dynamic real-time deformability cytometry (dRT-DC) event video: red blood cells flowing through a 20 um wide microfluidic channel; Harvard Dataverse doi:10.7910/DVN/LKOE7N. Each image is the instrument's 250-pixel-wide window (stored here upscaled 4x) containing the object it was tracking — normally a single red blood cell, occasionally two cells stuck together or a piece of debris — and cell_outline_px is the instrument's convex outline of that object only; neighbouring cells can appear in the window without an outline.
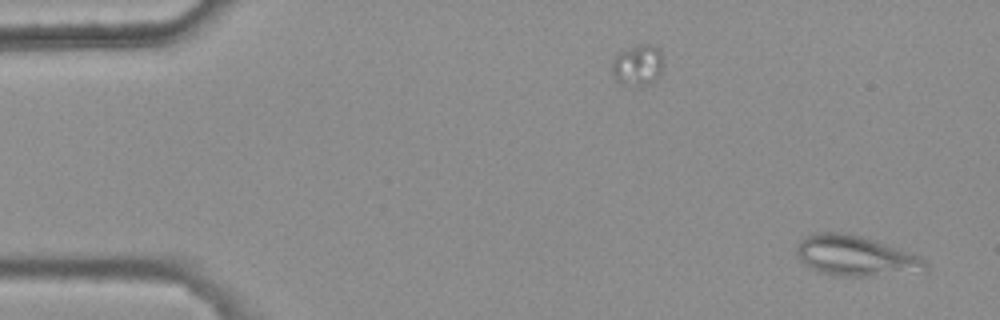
{"species": "common noctule bat (a hibernating species)", "species_latin": "Nyctalus noctula", "temperature_condition": "warm", "stored_images_in_passage": 2, "segment_of_instrument_passage": [2, 2], "camera_frame_rate_fps": 3000, "um_per_image_px": 0.085, "animal": {"sex": "female", "body_mass_g": 25.1}, "frame": {"image": 1, "passage_image": 2, "time_ms": 0.333, "image_size_px": [1000, 320], "cell_outline_px": [[928, 268], [868, 276], [840, 276], [820, 272], [804, 264], [800, 260], [796, 252], [796, 248], [800, 240], [804, 236], [812, 232], [848, 232], [896, 248], [916, 256], [924, 260], [928, 264]], "centroid_in_image_um": [72.57, 21.71], "position_along_channel_um": 12.4, "area_um2": 29.36}}